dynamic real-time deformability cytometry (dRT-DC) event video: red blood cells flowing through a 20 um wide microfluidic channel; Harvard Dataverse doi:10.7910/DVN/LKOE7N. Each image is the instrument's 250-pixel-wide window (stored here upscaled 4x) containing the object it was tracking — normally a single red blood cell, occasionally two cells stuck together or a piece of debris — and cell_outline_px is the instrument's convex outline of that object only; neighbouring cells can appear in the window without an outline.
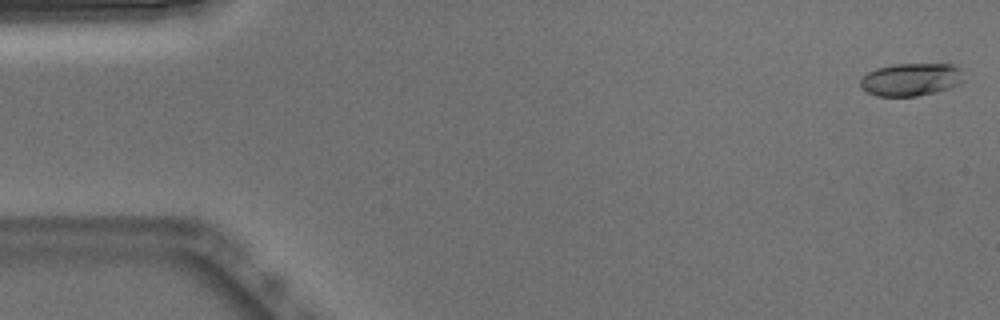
{"species": "Egyptian fruit bat (a non-hibernating species)", "species_latin": "Rousettus aegyptiacus", "temperature_condition": "warm", "stored_images_in_passage": 53, "camera_frame_rate_fps": 3000, "um_per_image_px": 0.085, "animal": {"sex": "male"}, "frame": {"image": 1, "passage_image": 2, "time_ms": 0.333, "image_size_px": [1000, 320], "cell_outline_px": [[960, 84], [936, 92], [916, 96], [876, 96], [860, 88], [860, 80], [868, 72], [876, 68], [892, 64], [952, 64], [960, 68]], "centroid_in_image_um": [77.38, 6.76], "position_along_channel_um": 7.6, "area_um2": 19.59}}
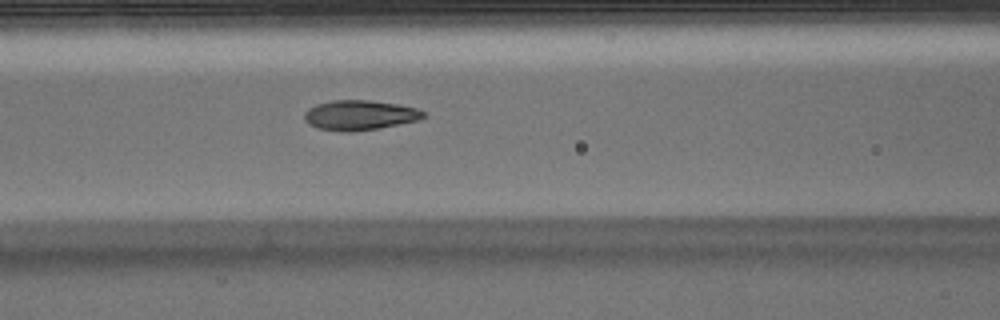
{"frame": {"image": 2, "passage_image": 22, "time_ms": 7.0, "image_size_px": [1000, 320], "cell_outline_px": [[428, 116], [420, 120], [376, 128], [352, 132], [340, 132], [316, 128], [308, 124], [304, 120], [304, 112], [308, 108], [316, 104], [332, 100], [368, 100], [396, 104], [416, 108], [424, 112]], "centroid_in_image_um": [30.54, 9.79], "position_along_channel_um": 136.1, "area_um2": 20.87}}
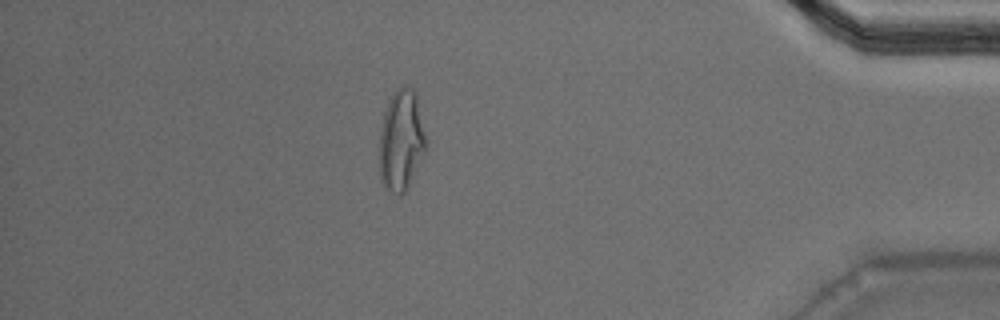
{"frame": {"image": 3, "passage_image": 46, "time_ms": 15.0, "image_size_px": [1000, 320], "cell_outline_px": [[428, 144], [408, 188], [400, 196], [392, 192], [380, 180], [380, 128], [384, 112], [388, 100], [396, 88], [404, 84], [412, 88], [416, 92], [428, 140]], "centroid_in_image_um": [34.13, 11.88], "position_along_channel_um": 401.1, "area_um2": 27.86}, "authors_computed_cell_mechanics": {"area_um2": 20.4034, "velocity_mm_per_s": 3.8526, "shape_relaxation_time_tau1_ms": 8.3918, "shape_relaxation_time_tau2_ms": 1.1496, "deformation_change_tau1": 0.2609, "deformation_change_tau2": 0.0815}}